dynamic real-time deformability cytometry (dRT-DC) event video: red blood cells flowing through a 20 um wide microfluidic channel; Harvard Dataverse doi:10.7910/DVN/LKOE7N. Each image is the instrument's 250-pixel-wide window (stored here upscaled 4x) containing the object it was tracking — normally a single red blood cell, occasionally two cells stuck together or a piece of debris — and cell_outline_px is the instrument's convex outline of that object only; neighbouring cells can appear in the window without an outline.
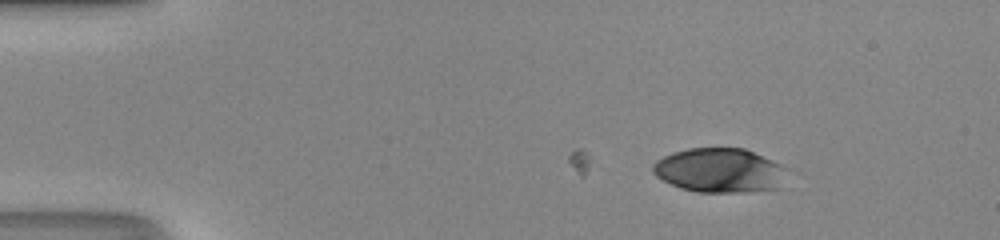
{"species": "human", "species_latin": "Homo sapiens", "temperature_condition": "room temperature", "stored_images_in_passage": 35, "camera_frame_rate_fps": 3000, "um_per_image_px": 0.085, "donor": {"sex": "male"}, "frame": {"image": 1, "passage_image": 1, "time_ms": 0.0, "image_size_px": [1000, 240], "cell_outline_px": [[796, 172], [780, 188], [748, 192], [696, 192], [680, 188], [656, 176], [652, 172], [652, 164], [656, 160], [672, 152], [688, 148], [744, 148], [792, 168]], "centroid_in_image_um": [61.32, 14.49], "position_along_channel_um": 23.7, "area_um2": 35.78}}
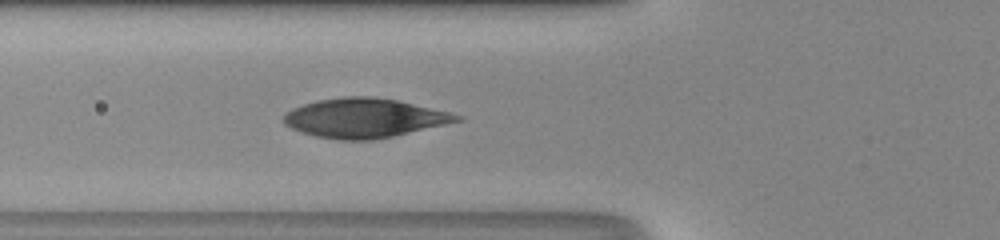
{"frame": {"image": 2, "passage_image": 13, "time_ms": 4.0, "image_size_px": [1000, 240], "cell_outline_px": [[464, 120], [392, 136], [372, 140], [340, 140], [316, 136], [300, 132], [284, 124], [284, 116], [292, 108], [316, 100], [344, 96], [372, 96], [396, 100], [448, 112], [464, 116]], "centroid_in_image_um": [30.95, 10.03], "position_along_channel_um": 94.8, "area_um2": 39.36}}
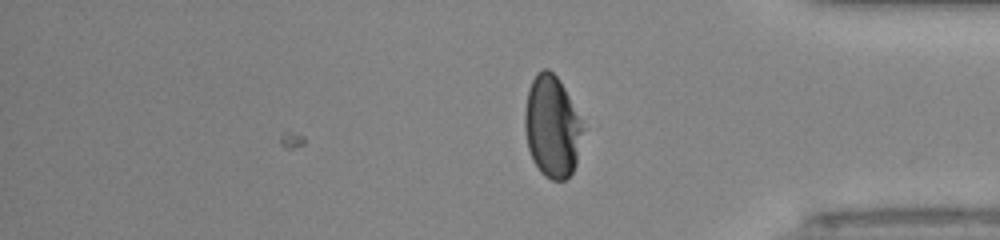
{"frame": {"image": 3, "passage_image": 35, "time_ms": 11.333, "image_size_px": [1000, 240], "cell_outline_px": [[584, 128], [576, 164], [572, 172], [564, 180], [552, 180], [544, 176], [540, 172], [532, 160], [528, 148], [524, 128], [524, 112], [528, 88], [536, 72], [544, 68], [548, 68], [560, 80]], "centroid_in_image_um": [46.9, 10.77], "position_along_channel_um": 388.3, "area_um2": 34.45}, "authors_computed_cell_mechanics": {"area_um2": 38.9572, "velocity_mm_per_s": 4.187, "shape_relaxation_time_tau1_ms": 4.0221, "shape_relaxation_time_tau2_ms": null, "deformation_change_tau1": 0.2144, "deformation_change_tau2": null}}